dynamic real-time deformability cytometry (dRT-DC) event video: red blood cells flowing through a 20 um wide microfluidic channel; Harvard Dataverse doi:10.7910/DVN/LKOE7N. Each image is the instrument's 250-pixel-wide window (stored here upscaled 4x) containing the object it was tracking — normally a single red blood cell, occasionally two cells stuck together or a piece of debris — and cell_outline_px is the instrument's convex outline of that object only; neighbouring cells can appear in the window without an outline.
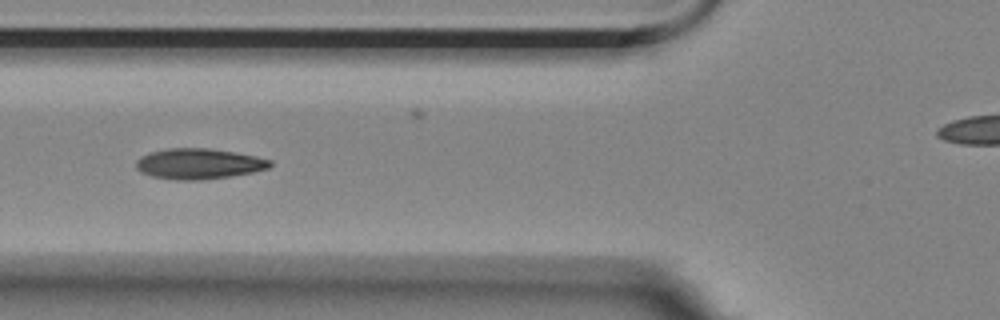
{"species": "Egyptian fruit bat (a non-hibernating species)", "species_latin": "Rousettus aegyptiacus", "temperature_condition": "room temperature", "stored_images_in_passage": 10, "camera_frame_rate_fps": 3000, "um_per_image_px": 0.085, "animal": {"sex": "female"}, "frame": {"image": 1, "passage_image": 5, "time_ms": 4.333, "image_size_px": [1000, 320], "cell_outline_px": [[272, 164], [268, 168], [252, 172], [232, 176], [200, 180], [176, 180], [152, 176], [140, 172], [136, 168], [136, 160], [140, 156], [148, 152], [168, 148], [208, 148], [236, 152], [256, 156], [272, 160]], "centroid_in_image_um": [16.88, 13.91], "position_along_channel_um": 108.9, "area_um2": 24.04}}
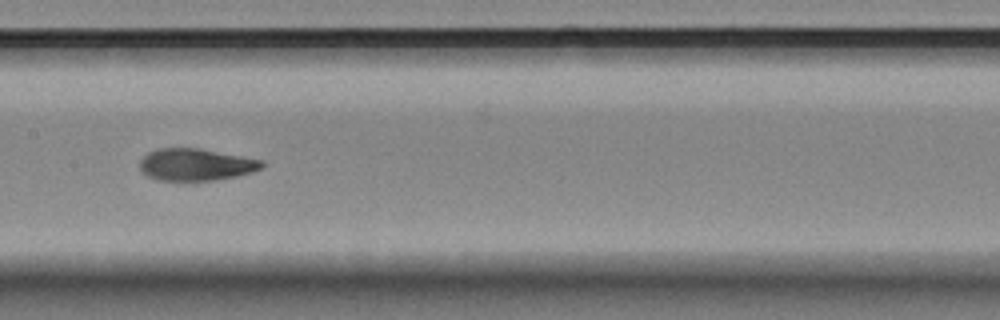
{"frame": {"image": 2, "passage_image": 7, "time_ms": 6.667, "image_size_px": [1000, 320], "cell_outline_px": [[264, 164], [260, 168], [252, 172], [236, 176], [212, 180], [160, 180], [148, 176], [140, 168], [140, 160], [148, 152], [156, 148], [200, 148], [264, 160]], "centroid_in_image_um": [16.65, 13.97], "position_along_channel_um": 190.7, "area_um2": 22.66}}
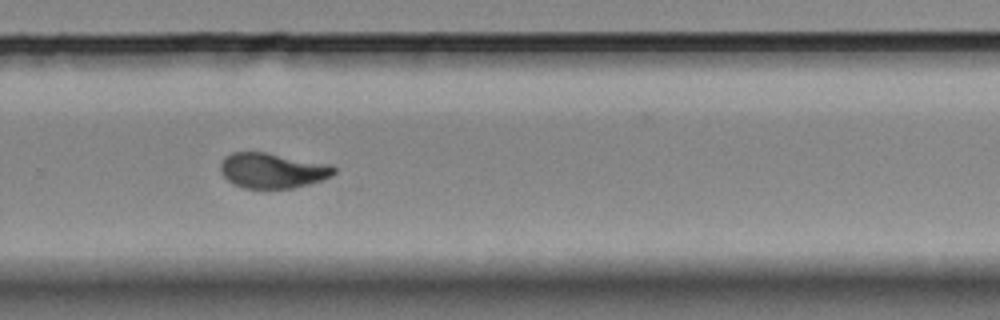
{"frame": {"image": 3, "passage_image": 10, "time_ms": 10.0, "image_size_px": [1000, 320], "cell_outline_px": [[336, 172], [332, 176], [308, 184], [292, 188], [244, 188], [228, 180], [220, 172], [220, 164], [224, 156], [232, 152], [264, 152], [332, 164], [336, 168]], "centroid_in_image_um": [23.17, 14.48], "position_along_channel_um": 306.6, "area_um2": 23.29}}